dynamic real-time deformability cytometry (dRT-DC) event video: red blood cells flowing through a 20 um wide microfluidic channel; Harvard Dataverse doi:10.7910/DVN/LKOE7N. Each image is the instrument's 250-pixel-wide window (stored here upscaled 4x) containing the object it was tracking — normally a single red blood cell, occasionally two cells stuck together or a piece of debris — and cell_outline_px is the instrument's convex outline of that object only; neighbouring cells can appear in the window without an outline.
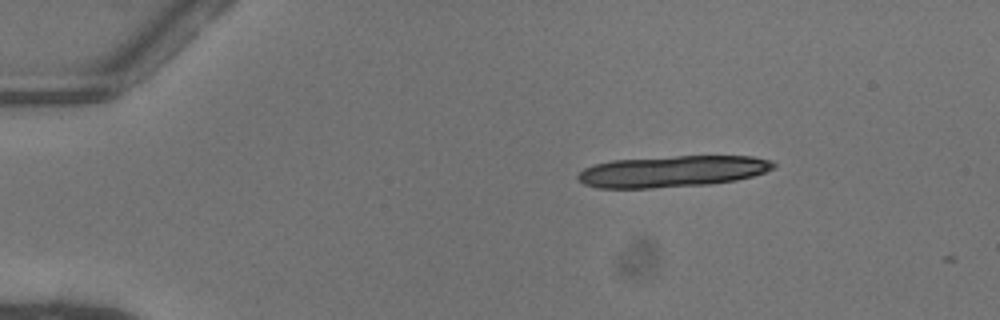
{"species": "common noctule bat (a hibernating species)", "species_latin": "Nyctalus noctula", "temperature_condition": "warm", "stored_images_in_passage": 5, "camera_frame_rate_fps": 3000, "um_per_image_px": 0.085, "animal": {"sex": "female"}, "frame": {"image": 1, "passage_image": 1, "time_ms": 0.0, "image_size_px": [1000, 320], "cell_outline_px": [[776, 168], [752, 176], [736, 180], [712, 184], [652, 188], [596, 188], [584, 184], [576, 176], [584, 168], [596, 164], [612, 160], [676, 156], [752, 156], [772, 160], [776, 164]], "centroid_in_image_um": [57.18, 14.57], "position_along_channel_um": 27.8, "area_um2": 35.89}}